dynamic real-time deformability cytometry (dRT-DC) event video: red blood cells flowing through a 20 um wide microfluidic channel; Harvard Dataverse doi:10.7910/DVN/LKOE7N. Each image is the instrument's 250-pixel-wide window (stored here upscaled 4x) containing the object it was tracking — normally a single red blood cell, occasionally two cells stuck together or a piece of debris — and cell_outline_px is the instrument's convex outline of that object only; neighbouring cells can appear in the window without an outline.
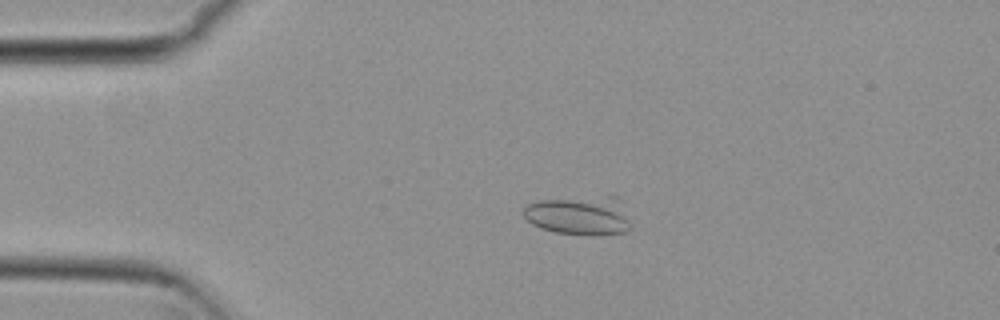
{"species": "common noctule bat (a hibernating species)", "species_latin": "Nyctalus noctula", "temperature_condition": "cold", "stored_images_in_passage": 14, "camera_frame_rate_fps": 3000, "um_per_image_px": 0.085, "animal": {"sex": "female", "body_mass_g": 29.2, "forearm_length_mm": 56.3}, "frame": {"image": 1, "passage_image": 11, "time_ms": 3.333, "image_size_px": [1000, 320], "cell_outline_px": [[632, 228], [624, 232], [588, 236], [556, 232], [540, 228], [532, 224], [520, 212], [524, 204], [536, 200], [608, 196], [620, 196], [632, 224]], "centroid_in_image_um": [49.25, 18.31], "position_along_channel_um": 35.7, "area_um2": 25.09}}